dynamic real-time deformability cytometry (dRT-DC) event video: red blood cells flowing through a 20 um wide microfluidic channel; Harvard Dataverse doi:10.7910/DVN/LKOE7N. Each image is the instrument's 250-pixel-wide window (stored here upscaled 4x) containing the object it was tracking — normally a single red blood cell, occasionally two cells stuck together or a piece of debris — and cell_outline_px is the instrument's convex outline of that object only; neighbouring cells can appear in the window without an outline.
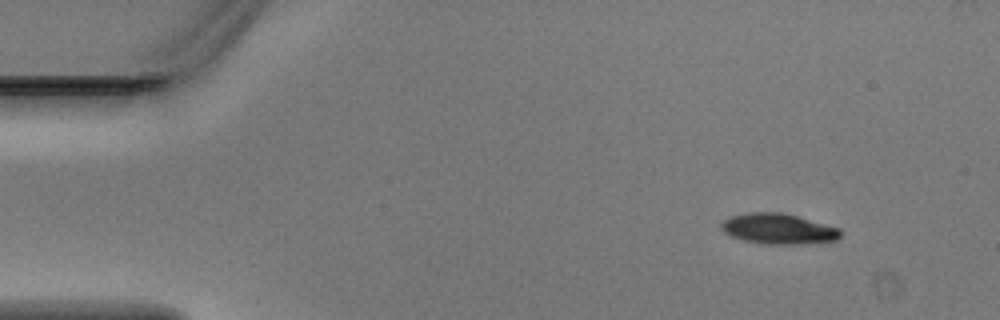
{"species": "Egyptian fruit bat (a non-hibernating species)", "species_latin": "Rousettus aegyptiacus", "temperature_condition": "warm", "stored_images_in_passage": 4, "camera_frame_rate_fps": 3000, "um_per_image_px": 0.085, "animal": {"sex": "male"}, "frame": {"image": 1, "passage_image": 2, "time_ms": 0.333, "image_size_px": [1000, 320], "cell_outline_px": [[840, 236], [836, 240], [800, 244], [764, 244], [744, 240], [732, 236], [724, 232], [720, 228], [720, 224], [728, 216], [748, 212], [780, 212], [796, 216], [840, 228]], "centroid_in_image_um": [66.11, 19.44], "position_along_channel_um": 18.9, "area_um2": 21.1}}